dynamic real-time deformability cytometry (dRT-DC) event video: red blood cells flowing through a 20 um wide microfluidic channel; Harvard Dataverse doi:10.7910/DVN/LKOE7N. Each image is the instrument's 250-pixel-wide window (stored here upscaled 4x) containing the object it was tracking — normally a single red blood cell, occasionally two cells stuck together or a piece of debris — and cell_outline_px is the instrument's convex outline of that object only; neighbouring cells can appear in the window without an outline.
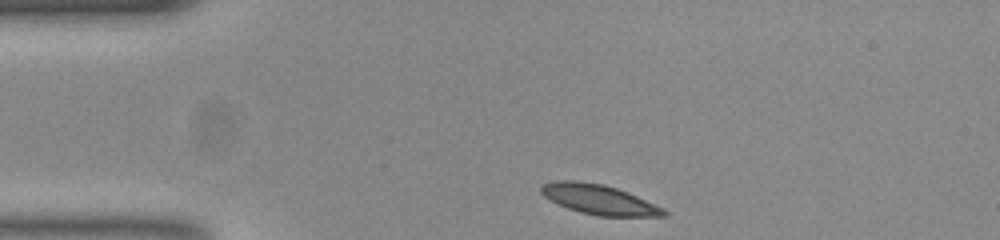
{"species": "common noctule bat (a hibernating species)", "species_latin": "Nyctalus noctula", "temperature_condition": "room temperature", "stored_images_in_passage": 35, "camera_frame_rate_fps": 3000, "um_per_image_px": 0.085, "animal": {"sex": "female", "body_mass_g": 23.0, "forearm_length_mm": 53.4}, "frame": {"image": 1, "passage_image": 1, "time_ms": 0.0, "image_size_px": [1000, 240], "cell_outline_px": [[668, 212], [664, 216], [600, 216], [580, 212], [568, 208], [544, 196], [540, 192], [540, 188], [544, 184], [556, 180], [576, 180], [604, 184], [628, 192]], "centroid_in_image_um": [50.86, 16.94], "position_along_channel_um": 34.1, "area_um2": 20.87}}
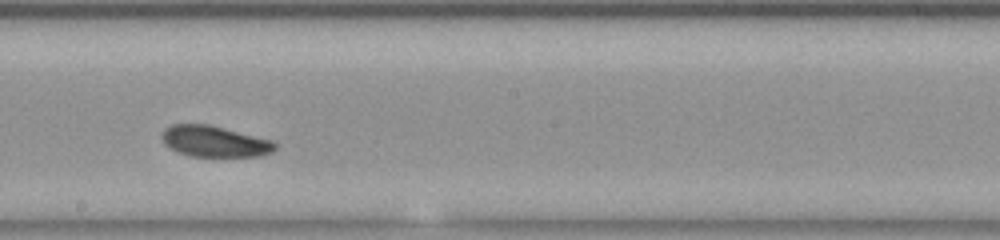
{"frame": {"image": 2, "passage_image": 20, "time_ms": 6.333, "image_size_px": [1000, 240], "cell_outline_px": [[276, 148], [272, 152], [260, 156], [192, 156], [180, 152], [164, 144], [160, 136], [164, 128], [172, 124], [208, 124], [272, 140], [276, 144]], "centroid_in_image_um": [18.22, 12.01], "position_along_channel_um": 230.0, "area_um2": 20.35}}
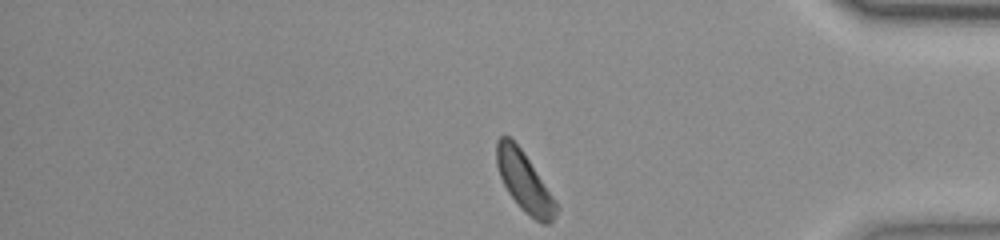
{"frame": {"image": 3, "passage_image": 35, "time_ms": 11.333, "image_size_px": [1000, 240], "cell_outline_px": [[560, 208], [556, 216], [548, 224], [540, 224], [524, 212], [520, 208], [508, 192], [500, 176], [496, 164], [496, 140], [500, 136], [508, 136], [520, 148]], "centroid_in_image_um": [44.56, 15.5], "position_along_channel_um": 390.6, "area_um2": 20.35}, "authors_computed_cell_mechanics": {"area_um2": 20.808, "velocity_mm_per_s": 3.7281, "shape_relaxation_time_tau1_ms": 1.7787, "shape_relaxation_time_tau2_ms": null, "deformation_change_tau1": 0.0652, "deformation_change_tau2": null}}